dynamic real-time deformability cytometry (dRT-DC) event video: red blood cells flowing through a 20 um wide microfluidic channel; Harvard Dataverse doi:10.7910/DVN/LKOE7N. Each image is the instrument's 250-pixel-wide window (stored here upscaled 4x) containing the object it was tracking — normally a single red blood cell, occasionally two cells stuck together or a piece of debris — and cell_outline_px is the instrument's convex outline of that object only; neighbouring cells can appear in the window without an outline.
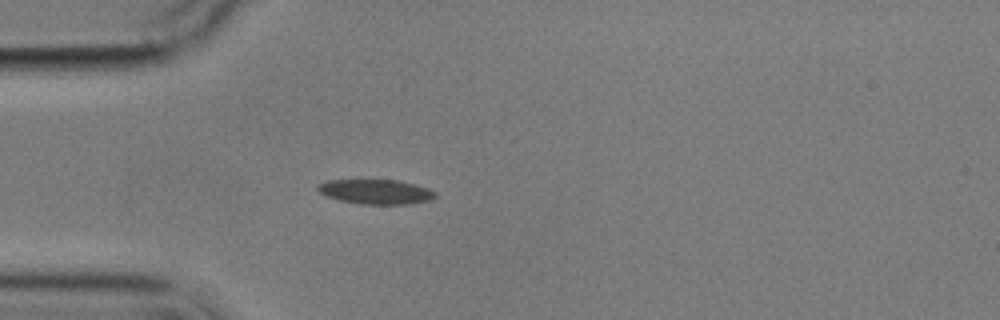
{"species": "common noctule bat (a hibernating species)", "species_latin": "Nyctalus noctula", "temperature_condition": "cold", "stored_images_in_passage": 3, "camera_frame_rate_fps": 3000, "um_per_image_px": 0.085, "animal": {"sex": "male", "body_mass_g": 17.9}, "frame": {"image": 1, "passage_image": 3, "time_ms": 3.333, "image_size_px": [1000, 320], "cell_outline_px": [[436, 196], [432, 200], [412, 204], [360, 204], [340, 200], [328, 196], [320, 192], [316, 188], [320, 184], [328, 180], [400, 180], [416, 184], [428, 188], [436, 192]], "centroid_in_image_um": [32.02, 16.3], "position_along_channel_um": 53.0, "area_um2": 16.94}}